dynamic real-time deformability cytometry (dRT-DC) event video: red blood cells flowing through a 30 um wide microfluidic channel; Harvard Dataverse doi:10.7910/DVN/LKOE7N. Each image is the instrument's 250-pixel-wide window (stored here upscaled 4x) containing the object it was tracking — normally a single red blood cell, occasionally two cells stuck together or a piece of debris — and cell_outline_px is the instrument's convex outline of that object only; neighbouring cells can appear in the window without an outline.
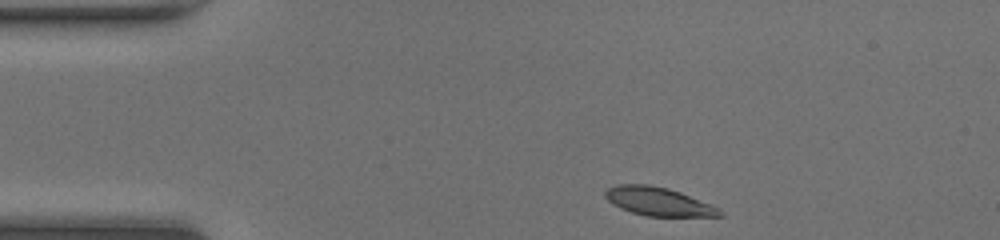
{"species": "common noctule bat (a hibernating species)", "species_latin": "Nyctalus noctula", "temperature_condition": "room temperature", "stored_images_in_passage": 40, "camera_frame_rate_fps": 3000, "um_per_image_px": 0.085, "animal": {"sex": "female", "body_mass_g": 20.0, "forearm_length_mm": 54.0}, "frame": {"image": 1, "passage_image": 1, "time_ms": 0.0, "image_size_px": [1000, 240], "cell_outline_px": [[724, 216], [644, 216], [620, 208], [612, 204], [604, 196], [604, 192], [608, 188], [616, 184], [648, 184], [668, 188], [680, 192], [712, 204], [720, 208]], "centroid_in_image_um": [55.96, 17.12], "position_along_channel_um": 29.0, "area_um2": 19.13}}
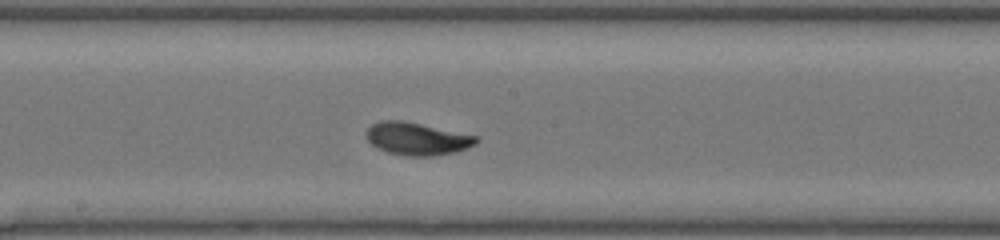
{"frame": {"image": 2, "passage_image": 18, "time_ms": 5.667, "image_size_px": [1000, 240], "cell_outline_px": [[480, 140], [476, 144], [456, 152], [432, 156], [408, 156], [388, 152], [376, 148], [364, 136], [364, 132], [372, 124], [380, 120], [400, 120], [420, 124], [476, 136]], "centroid_in_image_um": [35.4, 11.8], "position_along_channel_um": 212.8, "area_um2": 20.81}}
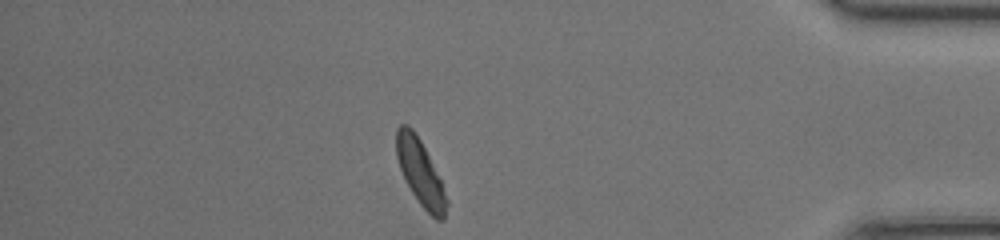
{"frame": {"image": 3, "passage_image": 34, "time_ms": 11.0, "image_size_px": [1000, 240], "cell_outline_px": [[448, 204], [444, 220], [436, 220], [420, 204], [412, 192], [400, 168], [396, 156], [396, 128], [400, 124], [408, 124], [412, 128], [420, 140], [440, 180], [448, 200]], "centroid_in_image_um": [35.72, 14.66], "position_along_channel_um": 399.5, "area_um2": 18.79}, "authors_computed_cell_mechanics": {"area_um2": 19.8543, "velocity_mm_per_s": 4.2681, "shape_relaxation_time_tau1_ms": 1.4582, "shape_relaxation_time_tau2_ms": 1.426, "deformation_change_tau1": 0.1344, "deformation_change_tau2": 0.0535}}